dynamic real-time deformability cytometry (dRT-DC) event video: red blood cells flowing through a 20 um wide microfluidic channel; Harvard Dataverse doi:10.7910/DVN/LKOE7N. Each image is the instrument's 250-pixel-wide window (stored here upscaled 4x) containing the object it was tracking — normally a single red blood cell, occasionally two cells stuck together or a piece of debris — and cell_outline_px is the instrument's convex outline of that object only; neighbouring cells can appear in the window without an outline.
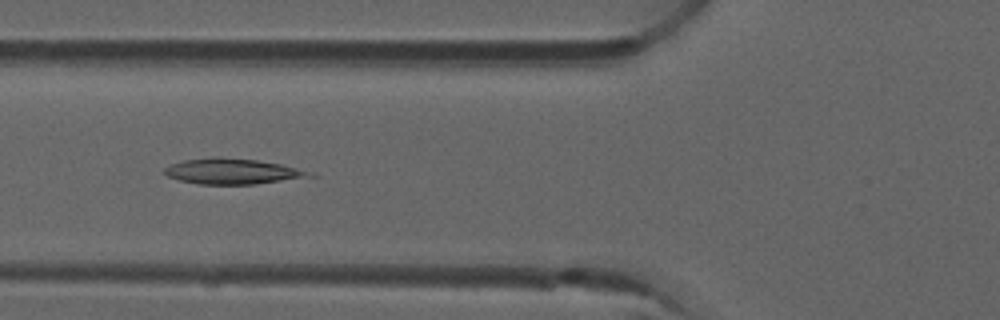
{"species": "common noctule bat (a hibernating species)", "species_latin": "Nyctalus noctula", "temperature_condition": "room temperature", "stored_images_in_passage": 39, "camera_frame_rate_fps": 3000, "um_per_image_px": 0.085, "animal": {"sex": "male", "forearm_length_mm": 52.5}, "frame": {"image": 1, "passage_image": 7, "time_ms": 2.0, "image_size_px": [1000, 320], "cell_outline_px": [[316, 176], [256, 184], [200, 184], [180, 180], [168, 176], [164, 172], [164, 168], [172, 164], [184, 160], [212, 156], [256, 160], [280, 164], [296, 168]], "centroid_in_image_um": [19.7, 14.56], "position_along_channel_um": 106.1, "area_um2": 21.27}}
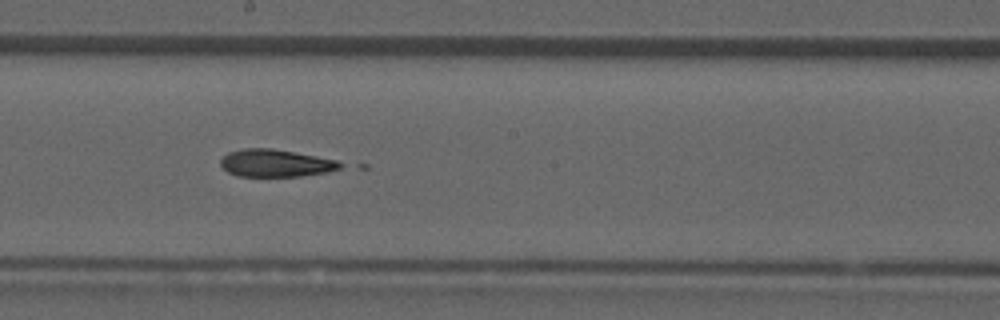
{"frame": {"image": 2, "passage_image": 16, "time_ms": 5.0, "image_size_px": [1000, 320], "cell_outline_px": [[348, 164], [340, 168], [328, 172], [300, 176], [236, 176], [228, 172], [220, 164], [220, 160], [228, 152], [244, 148], [272, 148], [340, 160]], "centroid_in_image_um": [23.49, 13.86], "position_along_channel_um": 224.7, "area_um2": 19.36}}
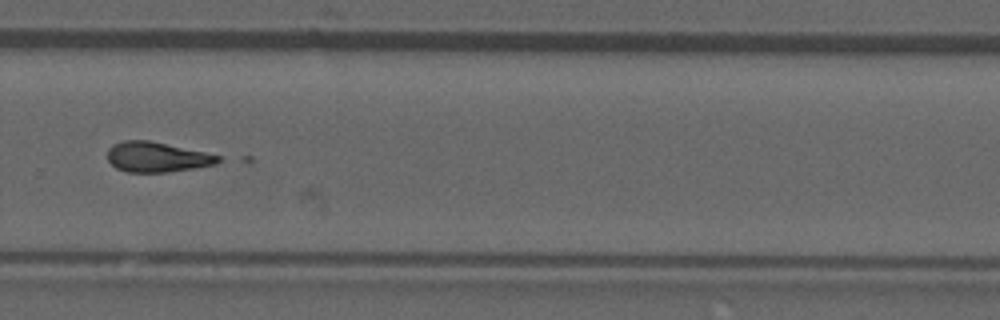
{"frame": {"image": 3, "passage_image": 23, "time_ms": 7.333, "image_size_px": [1000, 320], "cell_outline_px": [[220, 160], [216, 164], [196, 168], [168, 172], [128, 172], [116, 168], [108, 160], [108, 148], [112, 144], [124, 140], [148, 140], [204, 152], [220, 156]], "centroid_in_image_um": [13.31, 13.35], "position_along_channel_um": 316.5, "area_um2": 19.31}}